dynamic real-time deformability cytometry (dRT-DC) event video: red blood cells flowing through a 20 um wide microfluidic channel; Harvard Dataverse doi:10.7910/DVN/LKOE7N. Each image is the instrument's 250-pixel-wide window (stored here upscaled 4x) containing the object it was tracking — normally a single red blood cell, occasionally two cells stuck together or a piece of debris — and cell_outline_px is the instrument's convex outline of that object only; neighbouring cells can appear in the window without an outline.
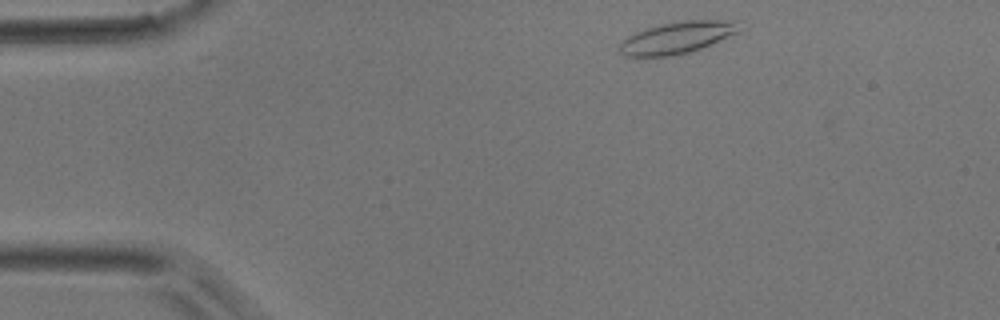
{"species": "common noctule bat (a hibernating species)", "species_latin": "Nyctalus noctula", "temperature_condition": "room temperature", "stored_images_in_passage": 41, "camera_frame_rate_fps": 3000, "um_per_image_px": 0.085, "animal": {"sex": "male", "body_mass_g": 17.9}, "frame": {"image": 1, "passage_image": 2, "time_ms": 0.333, "image_size_px": [1000, 320], "cell_outline_px": [[740, 32], [700, 48], [688, 52], [672, 56], [624, 56], [616, 52], [620, 44], [628, 36], [644, 28], [660, 24], [684, 20], [740, 20]], "centroid_in_image_um": [57.56, 3.18], "position_along_channel_um": 27.4, "area_um2": 22.37}}
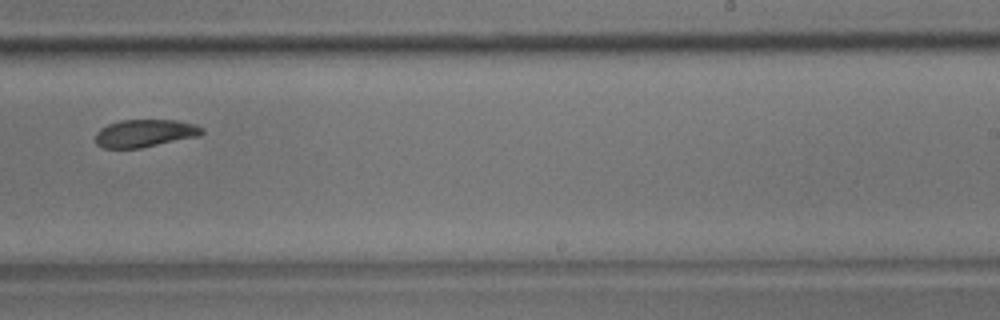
{"frame": {"image": 2, "passage_image": 24, "time_ms": 7.667, "image_size_px": [1000, 320], "cell_outline_px": [[204, 132], [200, 136], [140, 148], [100, 148], [96, 144], [96, 132], [100, 128], [108, 124], [120, 120], [176, 120], [196, 124], [204, 128]], "centroid_in_image_um": [12.32, 11.32], "position_along_channel_um": 276.7, "area_um2": 17.34}}
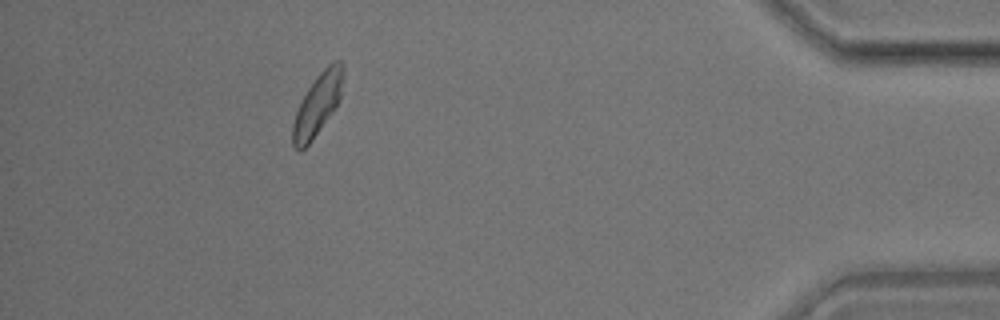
{"frame": {"image": 3, "passage_image": 37, "time_ms": 12.0, "image_size_px": [1000, 320], "cell_outline_px": [[344, 76], [340, 100], [336, 108], [312, 140], [300, 152], [292, 144], [292, 124], [300, 100], [316, 76], [332, 60], [340, 60], [344, 64]], "centroid_in_image_um": [27.01, 8.85], "position_along_channel_um": 408.2, "area_um2": 18.5}}